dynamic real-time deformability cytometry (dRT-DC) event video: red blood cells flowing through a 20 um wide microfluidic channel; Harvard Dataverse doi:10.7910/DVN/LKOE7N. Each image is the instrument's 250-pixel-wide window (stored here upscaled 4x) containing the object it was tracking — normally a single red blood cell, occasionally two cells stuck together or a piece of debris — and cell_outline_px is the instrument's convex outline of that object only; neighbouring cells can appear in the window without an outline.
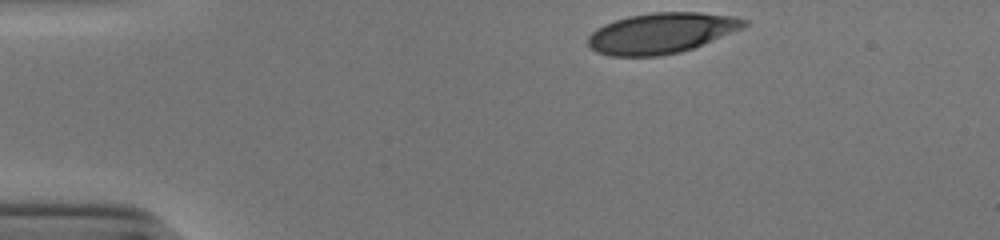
{"species": "human", "species_latin": "Homo sapiens", "temperature_condition": "cold", "stored_images_in_passage": 34, "camera_frame_rate_fps": 3000, "um_per_image_px": 0.085, "donor": {"sex": "male"}, "frame": {"image": 1, "passage_image": 1, "time_ms": 0.0, "image_size_px": [1000, 240], "cell_outline_px": [[748, 24], [744, 28], [692, 48], [680, 52], [660, 56], [608, 56], [596, 52], [588, 48], [588, 36], [596, 28], [604, 24], [628, 16], [652, 12], [700, 12], [732, 16], [748, 20]], "centroid_in_image_um": [56.19, 2.81], "position_along_channel_um": 28.8, "area_um2": 37.05}}
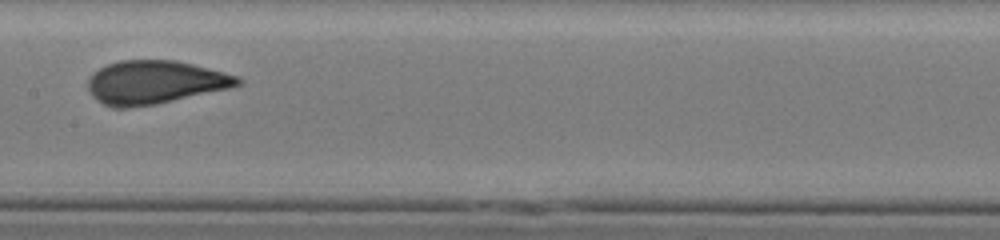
{"frame": {"image": 2, "passage_image": 19, "time_ms": 6.0, "image_size_px": [1000, 240], "cell_outline_px": [[244, 84], [228, 88], [172, 100], [152, 104], [124, 108], [112, 108], [96, 100], [92, 96], [88, 88], [88, 80], [92, 72], [108, 64], [120, 60], [176, 60], [240, 76], [244, 80]], "centroid_in_image_um": [13.15, 6.98], "position_along_channel_um": 194.2, "area_um2": 37.63}}
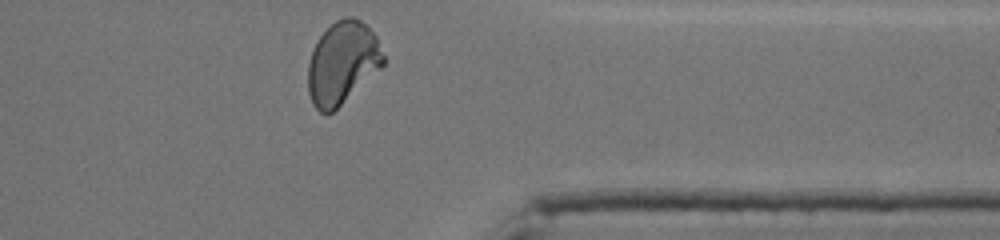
{"frame": {"image": 3, "passage_image": 34, "time_ms": 11.0, "image_size_px": [1000, 240], "cell_outline_px": [[384, 64], [380, 68], [332, 112], [320, 112], [312, 104], [308, 92], [308, 64], [312, 48], [320, 36], [336, 20], [344, 16], [352, 16], [360, 20], [376, 36], [384, 56]], "centroid_in_image_um": [29.07, 5.32], "position_along_channel_um": 382.3, "area_um2": 35.72}, "authors_computed_cell_mechanics": {"area_um2": 37.2232, "velocity_mm_per_s": 3.918, "shape_relaxation_time_tau1_ms": 9.495, "shape_relaxation_time_tau2_ms": null, "deformation_change_tau1": 0.2665, "deformation_change_tau2": null}}